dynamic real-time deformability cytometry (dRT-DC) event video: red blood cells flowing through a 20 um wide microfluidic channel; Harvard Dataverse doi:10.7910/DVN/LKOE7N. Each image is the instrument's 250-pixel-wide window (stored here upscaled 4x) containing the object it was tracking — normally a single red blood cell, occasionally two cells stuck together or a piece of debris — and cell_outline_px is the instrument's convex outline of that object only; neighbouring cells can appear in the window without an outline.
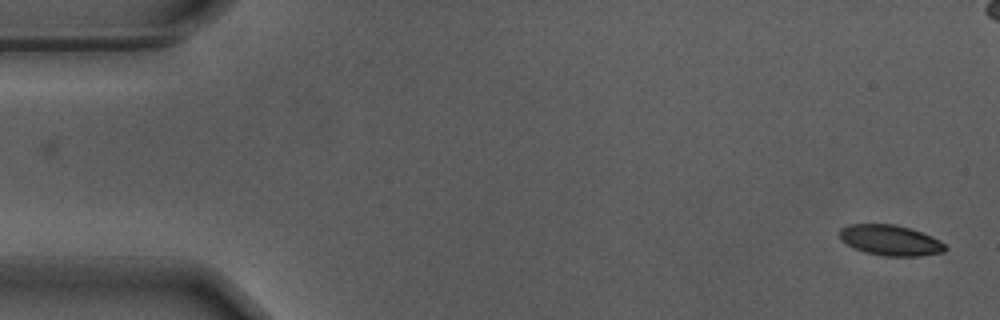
{"species": "Egyptian fruit bat (a non-hibernating species)", "species_latin": "Rousettus aegyptiacus", "temperature_condition": "warm", "stored_images_in_passage": 15, "camera_frame_rate_fps": 3000, "um_per_image_px": 0.085, "animal": {"sex": "male"}, "frame": {"image": 1, "passage_image": 1, "time_ms": 0.0, "image_size_px": [1000, 320], "cell_outline_px": [[948, 248], [944, 252], [920, 256], [884, 256], [864, 252], [840, 240], [840, 228], [848, 224], [896, 224], [932, 236], [940, 240]], "centroid_in_image_um": [75.69, 20.42], "position_along_channel_um": 9.3, "area_um2": 18.79}}